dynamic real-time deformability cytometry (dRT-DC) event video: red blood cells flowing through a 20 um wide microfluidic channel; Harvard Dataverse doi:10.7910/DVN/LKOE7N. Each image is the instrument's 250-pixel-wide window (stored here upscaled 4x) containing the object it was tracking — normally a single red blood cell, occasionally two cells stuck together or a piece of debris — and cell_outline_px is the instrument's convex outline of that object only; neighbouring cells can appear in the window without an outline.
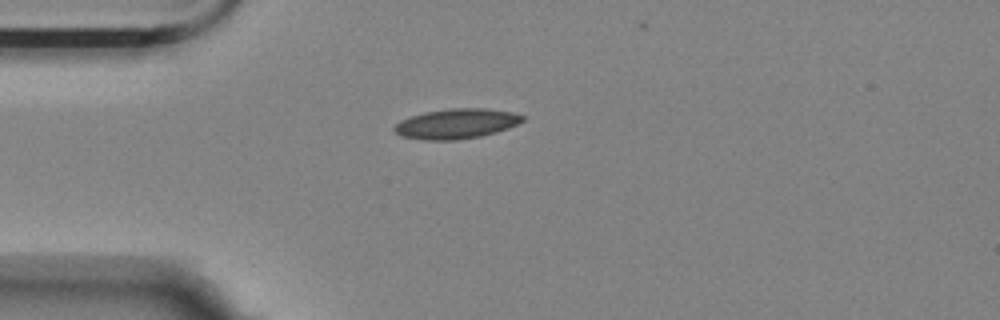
{"species": "Egyptian fruit bat (a non-hibernating species)", "species_latin": "Rousettus aegyptiacus", "temperature_condition": "room temperature", "stored_images_in_passage": 2, "camera_frame_rate_fps": 3000, "um_per_image_px": 0.085, "animal": {"sex": "female"}, "frame": {"image": 1, "passage_image": 1, "time_ms": 0.0, "image_size_px": [1000, 320], "cell_outline_px": [[524, 120], [508, 128], [496, 132], [480, 136], [456, 140], [424, 140], [400, 136], [392, 128], [400, 120], [424, 112], [448, 108], [484, 108], [512, 112], [524, 116]], "centroid_in_image_um": [38.77, 10.51], "position_along_channel_um": 46.2, "area_um2": 22.37}}